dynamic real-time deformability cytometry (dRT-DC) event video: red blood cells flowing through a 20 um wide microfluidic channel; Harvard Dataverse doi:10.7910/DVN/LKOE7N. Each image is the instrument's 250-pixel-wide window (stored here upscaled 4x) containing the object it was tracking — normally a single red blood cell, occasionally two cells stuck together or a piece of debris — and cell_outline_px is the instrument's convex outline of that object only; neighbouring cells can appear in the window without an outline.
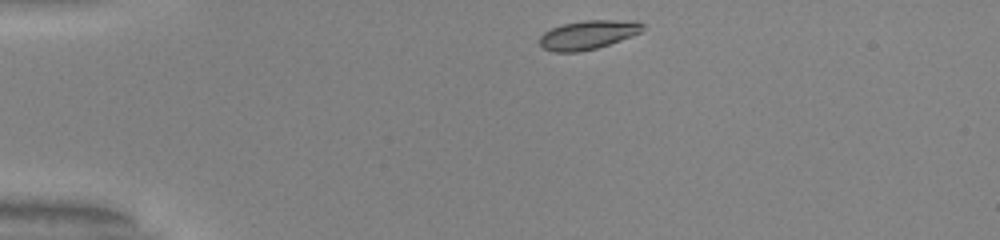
{"species": "common noctule bat (a hibernating species)", "species_latin": "Nyctalus noctula", "temperature_condition": "warm", "stored_images_in_passage": 35, "camera_frame_rate_fps": 3000, "um_per_image_px": 0.085, "animal": {"sex": "male", "body_mass_g": 20.0, "forearm_length_mm": 53.3}, "frame": {"image": 1, "passage_image": 1, "time_ms": 0.0, "image_size_px": [1000, 240], "cell_outline_px": [[644, 28], [640, 32], [632, 36], [596, 48], [580, 52], [552, 52], [544, 48], [540, 44], [540, 36], [544, 32], [552, 28], [564, 24], [584, 20], [612, 20], [644, 24]], "centroid_in_image_um": [49.92, 2.97], "position_along_channel_um": 35.1, "area_um2": 16.99}}
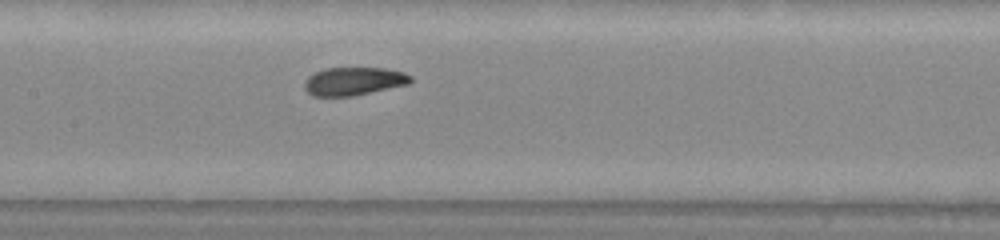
{"frame": {"image": 2, "passage_image": 16, "time_ms": 5.0, "image_size_px": [1000, 240], "cell_outline_px": [[412, 80], [408, 84], [352, 96], [312, 96], [304, 88], [304, 84], [308, 76], [316, 72], [328, 68], [384, 68], [404, 72], [412, 76]], "centroid_in_image_um": [30.07, 6.9], "position_along_channel_um": 177.3, "area_um2": 17.28}}
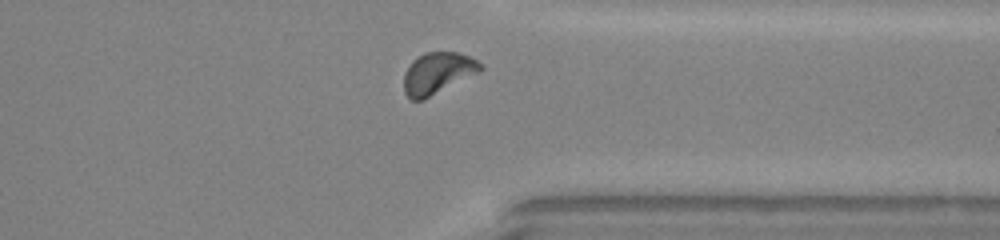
{"frame": {"image": 3, "passage_image": 31, "time_ms": 10.0, "image_size_px": [1000, 240], "cell_outline_px": [[484, 68], [480, 72], [424, 100], [412, 100], [404, 92], [404, 72], [412, 60], [424, 52], [456, 52], [468, 56], [484, 64]], "centroid_in_image_um": [37.21, 6.22], "position_along_channel_um": 374.2, "area_um2": 18.73}, "authors_computed_cell_mechanics": {"area_um2": 17.5134, "velocity_mm_per_s": 3.9562, "shape_relaxation_time_tau1_ms": 2.5981, "shape_relaxation_time_tau2_ms": 3.686, "deformation_change_tau1": 0.13, "deformation_change_tau2": 0.0691}}